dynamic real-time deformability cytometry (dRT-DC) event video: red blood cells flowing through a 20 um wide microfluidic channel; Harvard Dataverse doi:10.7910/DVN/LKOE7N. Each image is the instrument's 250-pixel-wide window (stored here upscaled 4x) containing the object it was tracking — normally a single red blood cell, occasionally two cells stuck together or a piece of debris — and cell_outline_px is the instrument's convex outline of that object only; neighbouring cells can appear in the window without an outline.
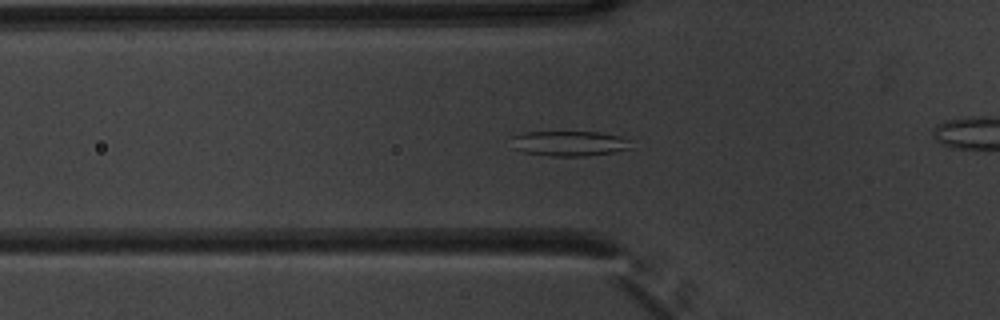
{"species": "common noctule bat (a hibernating species)", "species_latin": "Nyctalus noctula", "temperature_condition": "warm", "stored_images_in_passage": 54, "camera_frame_rate_fps": 3000, "um_per_image_px": 0.085, "animal": {"sex": "male", "body_mass_g": 20.1, "forearm_length_mm": 53.5}, "frame": {"image": 1, "passage_image": 19, "time_ms": 6.0, "image_size_px": [1000, 320], "cell_outline_px": [[628, 148], [616, 152], [584, 156], [552, 156], [524, 152], [512, 148], [512, 136], [524, 132], [600, 132], [620, 136], [628, 140]], "centroid_in_image_um": [48.33, 12.19], "position_along_channel_um": 77.5, "area_um2": 17.4}}
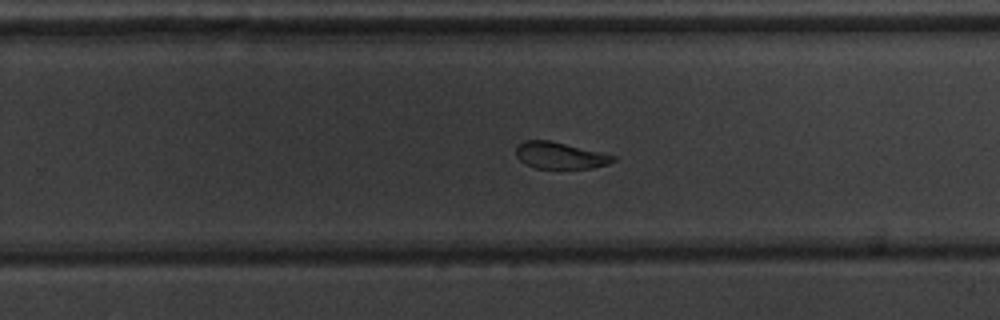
{"frame": {"image": 2, "passage_image": 35, "time_ms": 11.333, "image_size_px": [1000, 320], "cell_outline_px": [[616, 160], [608, 164], [592, 168], [536, 168], [524, 164], [516, 156], [516, 148], [524, 140], [548, 140], [600, 152], [616, 156]], "centroid_in_image_um": [47.59, 13.22], "position_along_channel_um": 282.2, "area_um2": 14.91}}
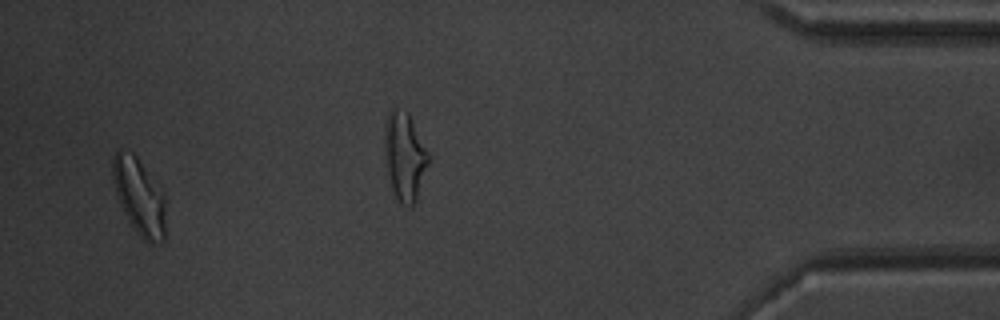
{"frame": {"image": 3, "passage_image": 52, "time_ms": 17.0, "image_size_px": [1000, 320], "cell_outline_px": [[164, 240], [160, 244], [148, 244], [140, 236], [128, 220], [116, 196], [112, 180], [112, 156], [120, 148], [132, 152], [136, 156], [160, 184], [164, 192]], "centroid_in_image_um": [11.83, 16.67], "position_along_channel_um": 423.4, "area_um2": 24.1}, "authors_computed_cell_mechanics": {"area_um2": 18.496, "velocity_mm_per_s": 3.822, "shape_relaxation_time_tau1_ms": 5.0191, "shape_relaxation_time_tau2_ms": 3.7299, "deformation_change_tau1": 0.1317, "deformation_change_tau2": 0.0991}}